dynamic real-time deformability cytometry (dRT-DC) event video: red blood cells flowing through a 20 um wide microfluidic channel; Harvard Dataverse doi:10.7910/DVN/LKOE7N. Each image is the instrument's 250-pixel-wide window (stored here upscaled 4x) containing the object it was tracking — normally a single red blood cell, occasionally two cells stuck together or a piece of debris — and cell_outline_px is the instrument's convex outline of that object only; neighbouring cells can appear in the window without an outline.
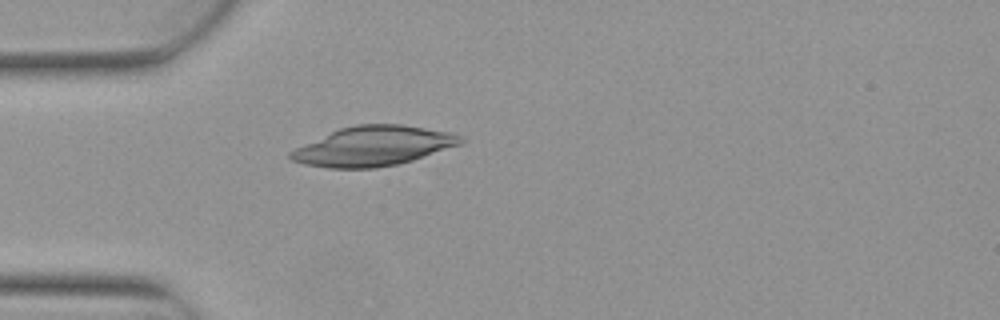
{"species": "Egyptian fruit bat (a non-hibernating species)", "species_latin": "Rousettus aegyptiacus", "temperature_condition": "warm", "stored_images_in_passage": 5, "camera_frame_rate_fps": 3000, "um_per_image_px": 0.085, "animal": {"sex": "female"}, "frame": {"image": 1, "passage_image": 5, "time_ms": 1.333, "image_size_px": [1000, 320], "cell_outline_px": [[464, 140], [460, 144], [412, 160], [396, 164], [376, 168], [328, 168], [304, 164], [292, 160], [288, 156], [288, 152], [296, 148], [340, 128], [356, 124], [400, 124], [448, 132], [460, 136]], "centroid_in_image_um": [31.69, 12.42], "position_along_channel_um": 53.3, "area_um2": 38.67}}